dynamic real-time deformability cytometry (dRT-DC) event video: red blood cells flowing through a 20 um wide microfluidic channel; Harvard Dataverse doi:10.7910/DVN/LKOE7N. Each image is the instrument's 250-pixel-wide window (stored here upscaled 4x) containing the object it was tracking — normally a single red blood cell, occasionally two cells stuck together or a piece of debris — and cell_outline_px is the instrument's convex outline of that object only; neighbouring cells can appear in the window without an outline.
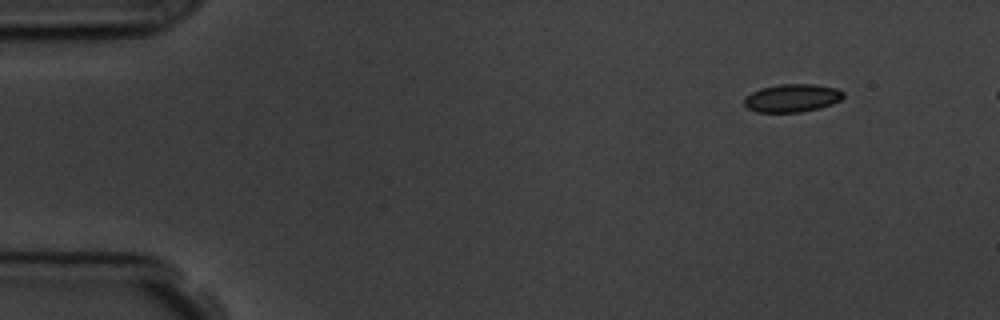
{"species": "common noctule bat (a hibernating species)", "species_latin": "Nyctalus noctula", "temperature_condition": "room temperature", "stored_images_in_passage": 5, "camera_frame_rate_fps": 3000, "um_per_image_px": 0.085, "animal": {"sex": "male", "body_mass_g": 19.5, "forearm_length_mm": 54.6}, "frame": {"image": 1, "passage_image": 1, "time_ms": 0.0, "image_size_px": [1000, 320], "cell_outline_px": [[844, 96], [840, 100], [832, 104], [820, 108], [800, 112], [756, 112], [748, 108], [744, 104], [744, 96], [760, 88], [780, 84], [816, 84], [836, 88], [844, 92]], "centroid_in_image_um": [67.33, 8.33], "position_along_channel_um": 17.7, "area_um2": 16.3}}
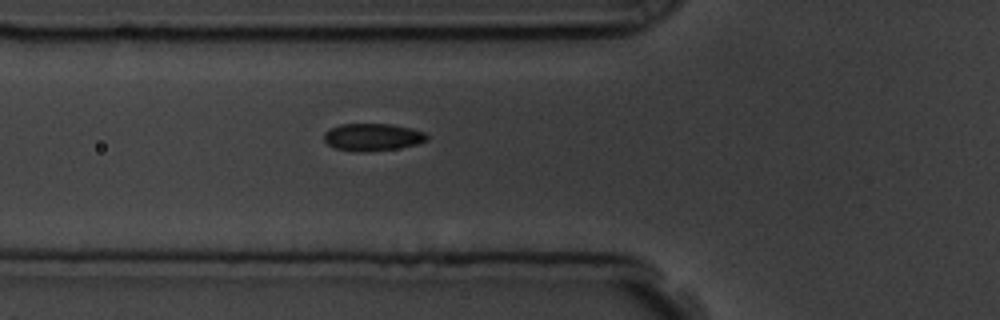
{"frame": {"image": 2, "passage_image": 5, "time_ms": 4.667, "image_size_px": [1000, 320], "cell_outline_px": [[428, 140], [416, 144], [396, 148], [364, 152], [356, 152], [336, 148], [328, 144], [324, 140], [324, 132], [328, 128], [340, 124], [392, 124], [412, 128], [424, 132], [428, 136]], "centroid_in_image_um": [31.65, 11.64], "position_along_channel_um": 94.2, "area_um2": 16.47}}